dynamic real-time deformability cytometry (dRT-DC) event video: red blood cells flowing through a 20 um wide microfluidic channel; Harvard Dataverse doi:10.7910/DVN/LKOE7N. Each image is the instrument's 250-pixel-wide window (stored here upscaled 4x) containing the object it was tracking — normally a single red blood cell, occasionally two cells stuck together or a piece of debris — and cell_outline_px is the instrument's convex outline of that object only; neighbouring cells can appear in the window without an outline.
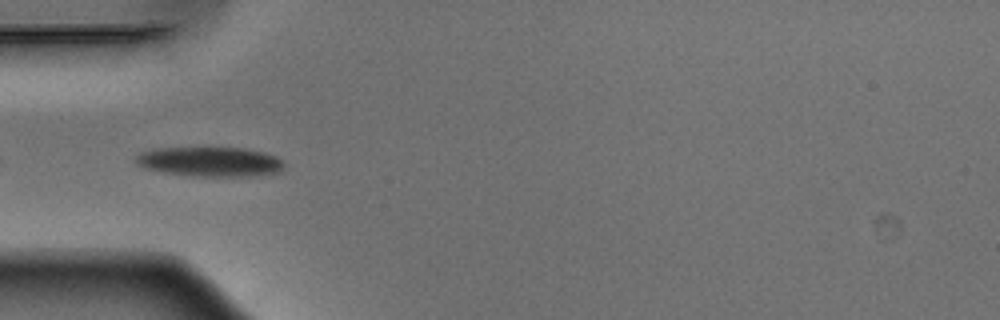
{"species": "Egyptian fruit bat (a non-hibernating species)", "species_latin": "Rousettus aegyptiacus", "temperature_condition": "warm", "stored_images_in_passage": 6, "camera_frame_rate_fps": 3000, "um_per_image_px": 0.085, "animal": {"sex": "male"}, "frame": {"image": 1, "passage_image": 2, "time_ms": 0.333, "image_size_px": [1000, 320], "cell_outline_px": [[284, 164], [280, 172], [252, 176], [196, 176], [164, 172], [144, 168], [136, 164], [136, 156], [140, 152], [152, 148], [208, 144], [244, 148], [264, 152], [276, 156]], "centroid_in_image_um": [17.8, 13.68], "position_along_channel_um": 67.2, "area_um2": 26.88}}